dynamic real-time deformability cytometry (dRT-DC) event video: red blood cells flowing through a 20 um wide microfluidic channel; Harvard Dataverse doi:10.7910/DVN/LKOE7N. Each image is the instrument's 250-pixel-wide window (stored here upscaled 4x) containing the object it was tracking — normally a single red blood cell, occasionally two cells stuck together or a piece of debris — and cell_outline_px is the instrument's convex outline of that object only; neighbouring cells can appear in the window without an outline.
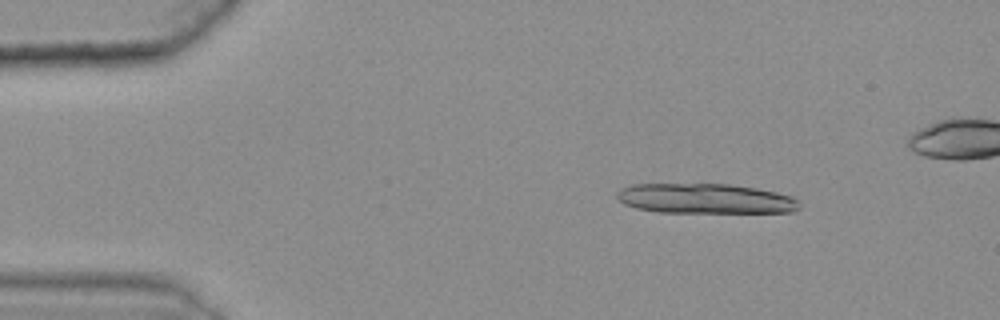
{"species": "common noctule bat (a hibernating species)", "species_latin": "Nyctalus noctula", "temperature_condition": "warm", "stored_images_in_passage": 17, "camera_frame_rate_fps": 3000, "um_per_image_px": 0.085, "animal": {"sex": "female", "body_mass_g": 25.1}, "frame": {"image": 1, "passage_image": 8, "time_ms": 2.333, "image_size_px": [1000, 320], "cell_outline_px": [[800, 208], [796, 212], [660, 212], [636, 208], [624, 204], [616, 196], [616, 192], [620, 188], [632, 184], [728, 184], [756, 188], [776, 192], [792, 196], [800, 200]], "centroid_in_image_um": [59.97, 16.88], "position_along_channel_um": 25.0, "area_um2": 32.02}}